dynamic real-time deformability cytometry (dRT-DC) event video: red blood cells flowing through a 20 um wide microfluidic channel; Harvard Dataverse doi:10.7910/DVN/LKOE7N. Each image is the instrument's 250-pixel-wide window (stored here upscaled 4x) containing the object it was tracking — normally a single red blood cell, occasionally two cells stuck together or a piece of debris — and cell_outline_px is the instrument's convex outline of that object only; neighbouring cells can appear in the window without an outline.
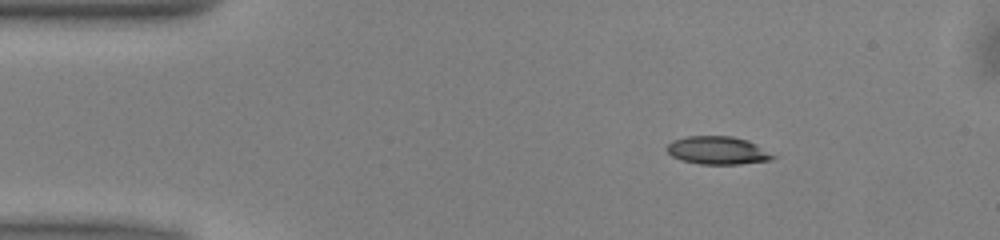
{"species": "common noctule bat (a hibernating species)", "species_latin": "Nyctalus noctula", "temperature_condition": "warm", "stored_images_in_passage": 44, "camera_frame_rate_fps": 3000, "um_per_image_px": 0.085, "animal": {"sex": "male", "body_mass_g": 13.0, "forearm_length_mm": 53.1}, "frame": {"image": 1, "passage_image": 1, "time_ms": 0.0, "image_size_px": [1000, 240], "cell_outline_px": [[780, 156], [772, 160], [740, 164], [700, 164], [680, 160], [672, 156], [664, 148], [672, 140], [688, 136], [732, 136], [748, 140]], "centroid_in_image_um": [61.04, 12.79], "position_along_channel_um": 24.0, "area_um2": 17.63}}
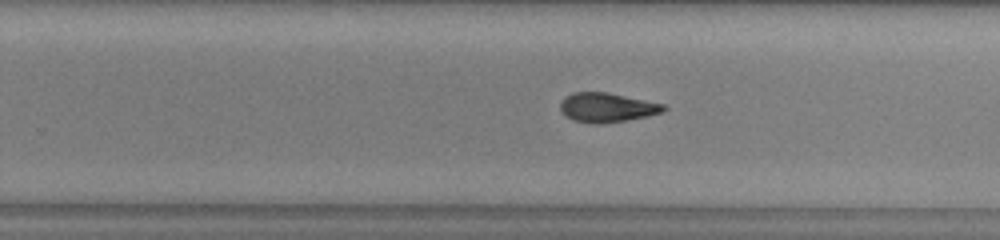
{"frame": {"image": 2, "passage_image": 25, "time_ms": 8.0, "image_size_px": [1000, 240], "cell_outline_px": [[668, 108], [664, 112], [648, 116], [600, 124], [596, 124], [572, 120], [564, 116], [560, 108], [560, 100], [564, 96], [572, 92], [604, 92], [664, 104]], "centroid_in_image_um": [51.55, 9.14], "position_along_channel_um": 278.3, "area_um2": 17.69}}
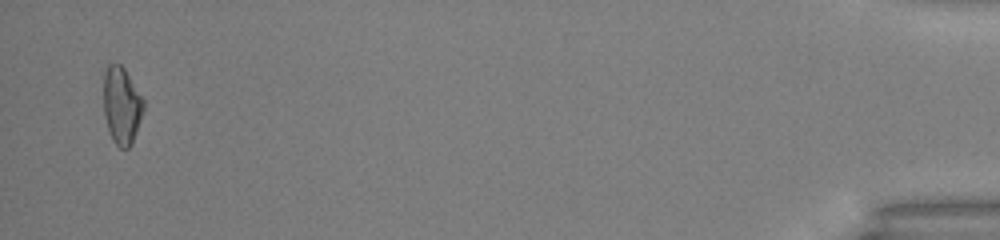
{"frame": {"image": 3, "passage_image": 43, "time_ms": 14.0, "image_size_px": [1000, 240], "cell_outline_px": [[144, 108], [132, 144], [128, 148], [120, 148], [112, 140], [108, 132], [104, 116], [104, 68], [108, 64], [120, 64], [124, 68], [144, 100]], "centroid_in_image_um": [10.32, 8.97], "position_along_channel_um": 424.9, "area_um2": 18.03}, "authors_computed_cell_mechanics": {"area_um2": 17.8313, "velocity_mm_per_s": 4.0214, "shape_relaxation_time_tau1_ms": 5.8202, "shape_relaxation_time_tau2_ms": 2.7877, "deformation_change_tau1": 0.1826, "deformation_change_tau2": 0.1032}}